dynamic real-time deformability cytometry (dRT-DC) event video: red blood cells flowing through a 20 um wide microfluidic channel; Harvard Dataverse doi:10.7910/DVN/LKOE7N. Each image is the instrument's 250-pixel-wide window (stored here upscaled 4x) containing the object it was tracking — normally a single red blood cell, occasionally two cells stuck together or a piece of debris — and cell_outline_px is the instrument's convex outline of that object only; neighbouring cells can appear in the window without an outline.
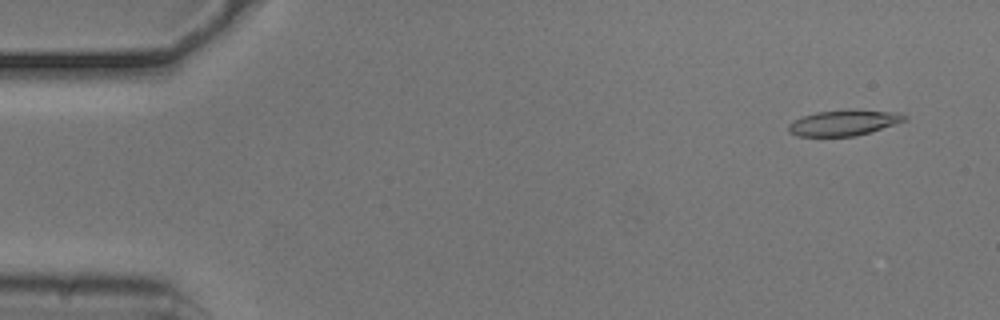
{"species": "common noctule bat (a hibernating species)", "species_latin": "Nyctalus noctula", "temperature_condition": "cold", "stored_images_in_passage": 54, "camera_frame_rate_fps": 3000, "um_per_image_px": 0.085, "animal": {"sex": "male", "body_mass_g": 20.5, "forearm_length_mm": 52.5}, "frame": {"image": 1, "passage_image": 4, "time_ms": 1.0, "image_size_px": [1000, 320], "cell_outline_px": [[908, 120], [856, 136], [796, 136], [788, 132], [788, 124], [804, 116], [816, 112], [900, 112], [908, 116]], "centroid_in_image_um": [71.71, 10.48], "position_along_channel_um": 13.3, "area_um2": 16.47}}
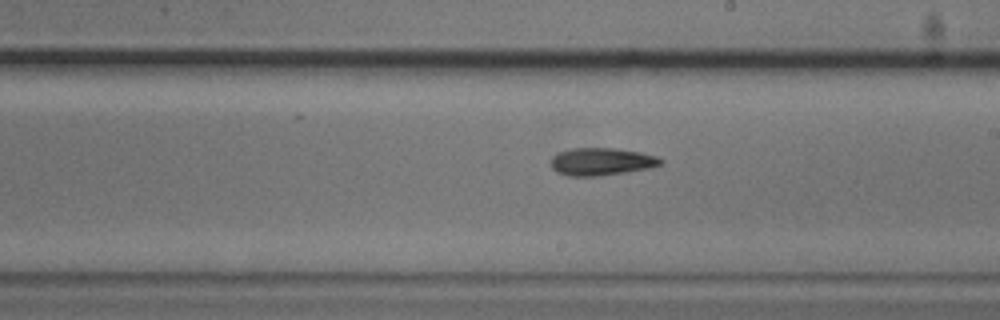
{"frame": {"image": 2, "passage_image": 31, "time_ms": 10.0, "image_size_px": [1000, 320], "cell_outline_px": [[664, 164], [652, 168], [600, 176], [568, 176], [556, 172], [552, 168], [552, 156], [556, 152], [572, 148], [616, 148], [640, 152], [656, 156], [664, 160]], "centroid_in_image_um": [51.15, 13.74], "position_along_channel_um": 237.9, "area_um2": 17.92}}
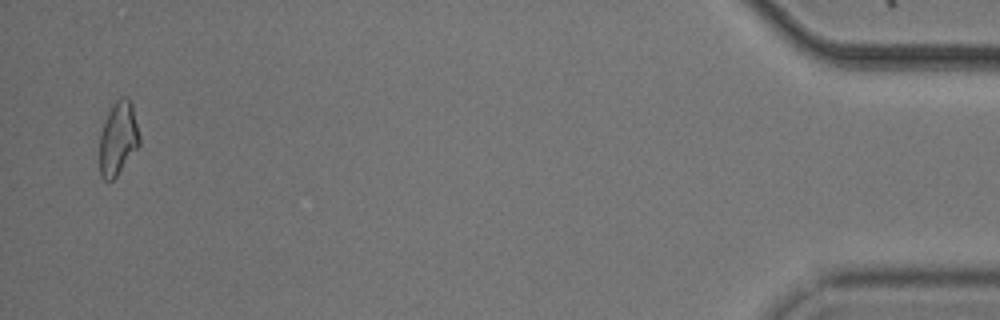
{"frame": {"image": 3, "passage_image": 53, "time_ms": 17.333, "image_size_px": [1000, 320], "cell_outline_px": [[140, 144], [116, 176], [112, 180], [104, 180], [100, 176], [100, 136], [104, 120], [112, 104], [120, 96], [128, 96], [132, 104], [140, 136]], "centroid_in_image_um": [10.04, 11.73], "position_along_channel_um": 425.2, "area_um2": 17.11}, "authors_computed_cell_mechanics": {"area_um2": 17.4267, "velocity_mm_per_s": 3.7398, "shape_relaxation_time_tau1_ms": 9.62, "shape_relaxation_time_tau2_ms": 6.2821, "deformation_change_tau1": 0.1908, "deformation_change_tau2": 0.1616}}